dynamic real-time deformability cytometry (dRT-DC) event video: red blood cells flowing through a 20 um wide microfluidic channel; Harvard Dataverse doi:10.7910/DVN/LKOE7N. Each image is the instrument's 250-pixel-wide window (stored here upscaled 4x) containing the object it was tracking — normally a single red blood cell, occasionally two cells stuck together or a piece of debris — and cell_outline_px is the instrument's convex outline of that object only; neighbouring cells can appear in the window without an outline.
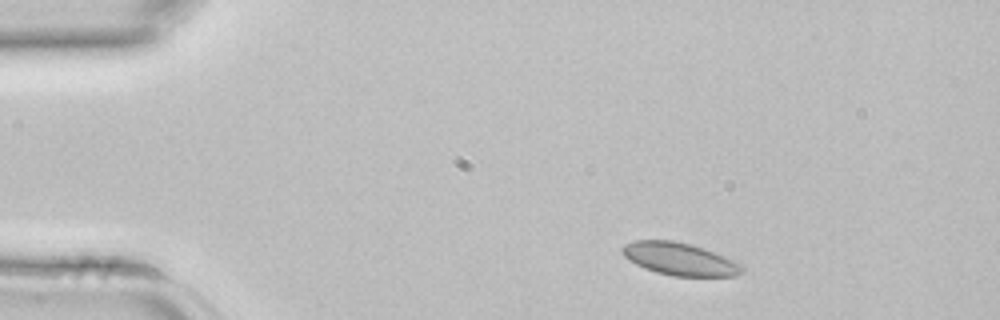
{"species": "common noctule bat (a hibernating species)", "species_latin": "Nyctalus noctula", "temperature_condition": "room temperature", "stored_images_in_passage": 2, "camera_frame_rate_fps": 3000, "um_per_image_px": 0.085, "animal": {"sex": "female", "body_mass_g": 22.7, "forearm_length_mm": 54.2}, "frame": {"image": 1, "passage_image": 1, "time_ms": 0.0, "image_size_px": [1000, 320], "cell_outline_px": [[744, 268], [736, 276], [672, 276], [656, 272], [644, 268], [628, 260], [620, 252], [620, 248], [624, 244], [636, 240], [672, 240], [692, 244], [704, 248], [736, 260]], "centroid_in_image_um": [57.75, 22.0], "position_along_channel_um": 27.3, "area_um2": 22.95}}